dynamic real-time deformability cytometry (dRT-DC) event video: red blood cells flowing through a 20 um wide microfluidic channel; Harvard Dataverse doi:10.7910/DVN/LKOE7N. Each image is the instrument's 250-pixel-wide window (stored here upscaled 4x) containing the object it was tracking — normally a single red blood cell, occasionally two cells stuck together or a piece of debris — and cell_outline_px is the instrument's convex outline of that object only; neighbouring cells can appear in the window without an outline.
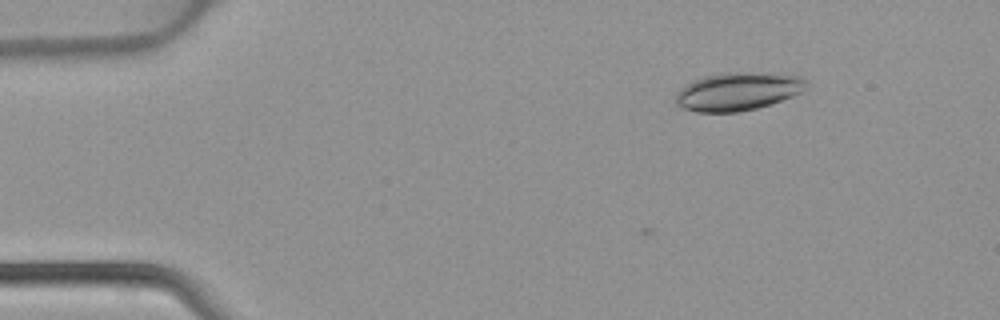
{"species": "common noctule bat (a hibernating species)", "species_latin": "Nyctalus noctula", "temperature_condition": "warm", "stored_images_in_passage": 5, "camera_frame_rate_fps": 3000, "um_per_image_px": 0.085, "animal": {"sex": "female", "body_mass_g": 22.7, "forearm_length_mm": 54.2}, "frame": {"image": 1, "passage_image": 3, "time_ms": 0.667, "image_size_px": [1000, 320], "cell_outline_px": [[808, 88], [792, 96], [772, 104], [740, 112], [696, 112], [684, 108], [676, 104], [676, 92], [680, 88], [692, 80], [716, 72], [780, 72], [804, 76], [808, 80]], "centroid_in_image_um": [62.78, 7.73], "position_along_channel_um": 22.2, "area_um2": 29.88}}
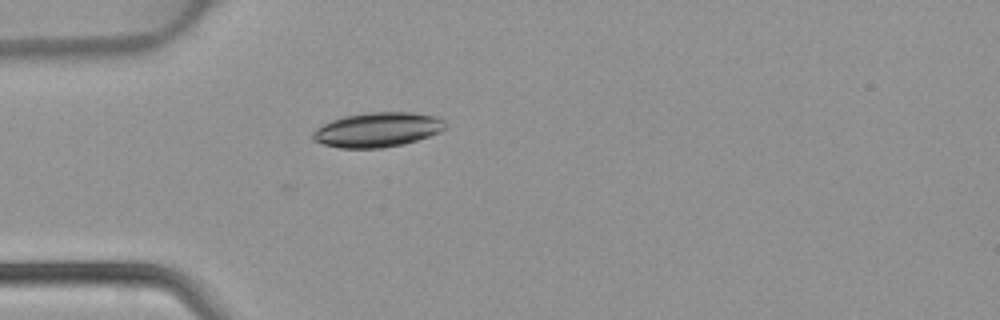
{"frame": {"image": 2, "passage_image": 5, "time_ms": 1.333, "image_size_px": [1000, 320], "cell_outline_px": [[448, 128], [440, 132], [404, 144], [380, 148], [340, 148], [324, 144], [312, 140], [312, 132], [316, 128], [332, 120], [344, 116], [368, 112], [412, 112], [436, 116], [444, 120], [448, 124]], "centroid_in_image_um": [32.12, 11.02], "position_along_channel_um": 52.9, "area_um2": 26.88}}